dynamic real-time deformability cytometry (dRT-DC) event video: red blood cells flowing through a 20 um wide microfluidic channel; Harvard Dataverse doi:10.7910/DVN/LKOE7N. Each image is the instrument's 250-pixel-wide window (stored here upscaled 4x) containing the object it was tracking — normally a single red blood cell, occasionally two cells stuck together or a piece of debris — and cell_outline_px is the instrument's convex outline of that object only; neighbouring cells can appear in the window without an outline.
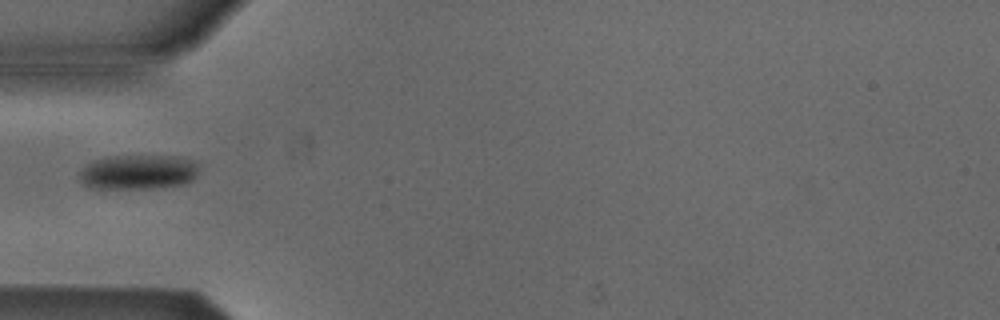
{"species": "Egyptian fruit bat (a non-hibernating species)", "species_latin": "Rousettus aegyptiacus", "temperature_condition": "cold", "stored_images_in_passage": 3, "camera_frame_rate_fps": 3000, "um_per_image_px": 0.085, "animal": {"sex": "male"}, "frame": {"image": 1, "passage_image": 3, "time_ms": 3.333, "image_size_px": [1000, 320], "cell_outline_px": [[196, 176], [192, 180], [184, 184], [152, 188], [88, 188], [80, 180], [80, 172], [92, 160], [108, 156], [180, 156], [192, 160], [196, 164]], "centroid_in_image_um": [11.73, 14.62], "position_along_channel_um": 73.3, "area_um2": 24.04}}